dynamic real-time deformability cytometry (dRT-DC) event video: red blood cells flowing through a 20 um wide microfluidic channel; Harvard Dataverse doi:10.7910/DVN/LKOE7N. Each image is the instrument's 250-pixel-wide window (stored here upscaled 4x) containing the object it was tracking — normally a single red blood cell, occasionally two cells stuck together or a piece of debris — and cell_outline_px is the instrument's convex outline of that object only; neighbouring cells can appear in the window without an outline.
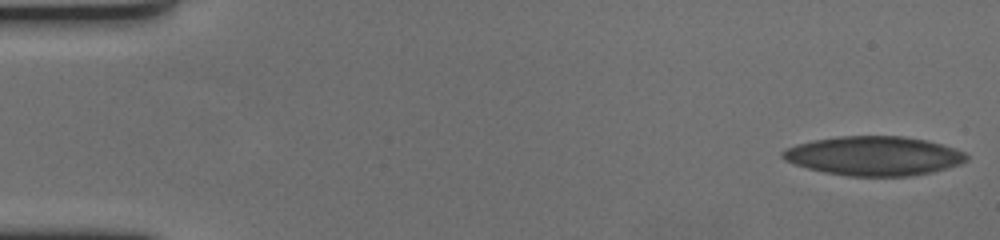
{"species": "human", "species_latin": "Homo sapiens", "temperature_condition": "cold", "stored_images_in_passage": 61, "camera_frame_rate_fps": 3000, "um_per_image_px": 0.085, "donor": {"sex": "female"}, "frame": {"image": 1, "passage_image": 1, "time_ms": 0.0, "image_size_px": [1000, 240], "cell_outline_px": [[968, 160], [960, 164], [932, 172], [912, 176], [848, 176], [824, 172], [808, 168], [784, 160], [780, 156], [780, 152], [784, 148], [796, 144], [812, 140], [840, 136], [900, 136], [924, 140], [940, 144], [964, 152], [968, 156]], "centroid_in_image_um": [74.23, 13.25], "position_along_channel_um": 10.8, "area_um2": 41.96}}
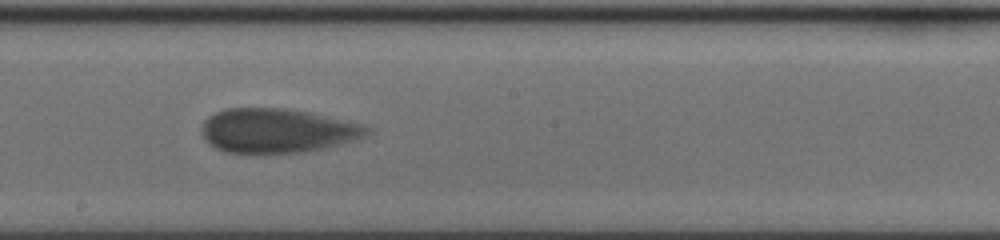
{"frame": {"image": 2, "passage_image": 34, "time_ms": 11.0, "image_size_px": [1000, 240], "cell_outline_px": [[372, 132], [364, 136], [340, 144], [308, 152], [224, 152], [208, 144], [204, 140], [200, 132], [200, 128], [204, 120], [208, 116], [224, 108], [284, 108], [308, 112], [364, 124], [372, 128]], "centroid_in_image_um": [23.54, 11.1], "position_along_channel_um": 224.7, "area_um2": 42.77}}
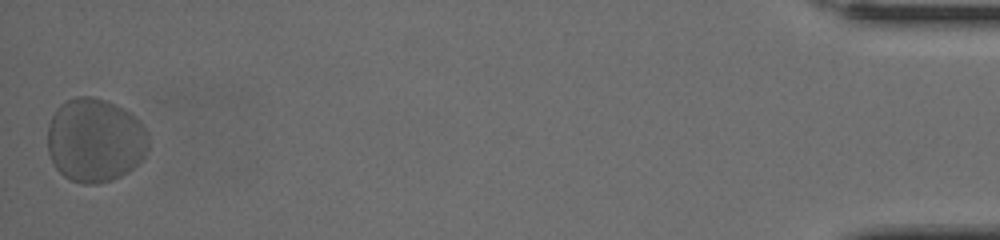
{"frame": {"image": 3, "passage_image": 61, "time_ms": 20.0, "image_size_px": [1000, 240], "cell_outline_px": [[148, 148], [144, 156], [128, 172], [112, 180], [96, 184], [84, 184], [68, 180], [56, 168], [48, 152], [48, 124], [56, 108], [64, 100], [76, 96], [92, 96], [116, 104], [140, 120], [148, 136]], "centroid_in_image_um": [8.05, 11.91], "position_along_channel_um": 427.1, "area_um2": 49.59}, "authors_computed_cell_mechanics": {"area_um2": 42.483, "velocity_mm_per_s": 3.2787, "shape_relaxation_time_tau1_ms": 2.8616, "shape_relaxation_time_tau2_ms": null, "deformation_change_tau1": 0.0861, "deformation_change_tau2": null}}